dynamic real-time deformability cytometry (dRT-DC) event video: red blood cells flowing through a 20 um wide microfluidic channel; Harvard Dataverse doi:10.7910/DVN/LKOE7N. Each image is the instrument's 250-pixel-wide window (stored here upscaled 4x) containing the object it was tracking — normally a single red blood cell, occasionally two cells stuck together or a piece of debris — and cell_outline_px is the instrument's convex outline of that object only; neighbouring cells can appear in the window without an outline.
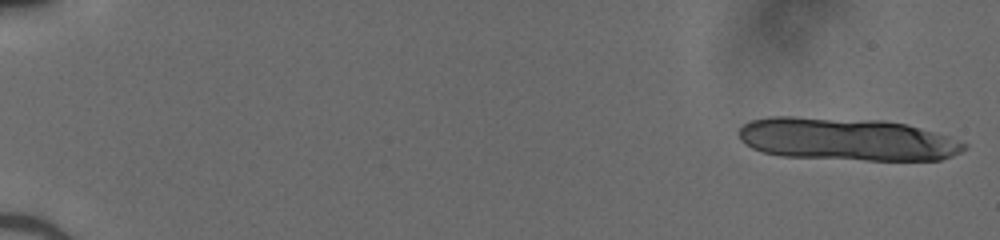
{"species": "human", "species_latin": "Homo sapiens", "temperature_condition": "cold", "stored_images_in_passage": 15, "camera_frame_rate_fps": 3000, "um_per_image_px": 0.085, "donor": {"sex": "male"}, "frame": {"image": 1, "passage_image": 1, "time_ms": 0.0, "image_size_px": [1000, 240], "cell_outline_px": [[968, 148], [952, 156], [940, 160], [868, 160], [780, 156], [764, 152], [752, 148], [744, 144], [740, 140], [736, 132], [744, 124], [752, 120], [768, 116], [792, 116], [884, 120], [908, 124], [948, 136], [968, 144]], "centroid_in_image_um": [71.96, 11.82], "position_along_channel_um": 13.0, "area_um2": 56.64}}